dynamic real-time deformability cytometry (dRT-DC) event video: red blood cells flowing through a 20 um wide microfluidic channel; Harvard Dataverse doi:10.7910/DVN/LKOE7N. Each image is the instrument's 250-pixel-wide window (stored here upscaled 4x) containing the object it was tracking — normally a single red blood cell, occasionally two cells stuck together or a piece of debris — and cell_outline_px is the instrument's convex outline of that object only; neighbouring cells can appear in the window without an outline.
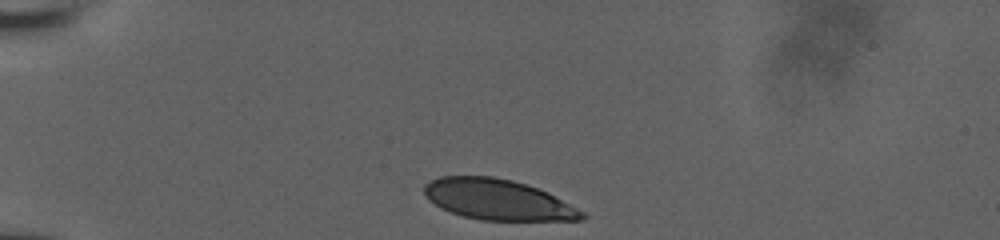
{"species": "human", "species_latin": "Homo sapiens", "temperature_condition": "room temperature", "stored_images_in_passage": 33, "camera_frame_rate_fps": 3000, "um_per_image_px": 0.085, "donor": {"sex": "male"}, "frame": {"image": 1, "passage_image": 1, "time_ms": 0.0, "image_size_px": [1000, 240], "cell_outline_px": [[588, 216], [584, 220], [480, 220], [464, 216], [440, 208], [428, 200], [424, 192], [424, 184], [440, 176], [492, 176], [512, 180], [548, 192], [584, 212]], "centroid_in_image_um": [42.31, 16.97], "position_along_channel_um": 42.7, "area_um2": 37.17}}
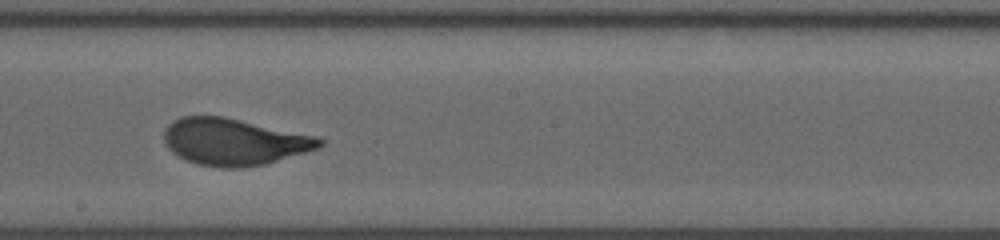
{"frame": {"image": 2, "passage_image": 19, "time_ms": 6.0, "image_size_px": [1000, 240], "cell_outline_px": [[324, 144], [320, 148], [264, 164], [240, 168], [220, 168], [196, 164], [172, 152], [164, 144], [164, 128], [172, 120], [184, 116], [224, 116], [316, 136], [324, 140]], "centroid_in_image_um": [19.88, 12.05], "position_along_channel_um": 228.3, "area_um2": 42.48}}
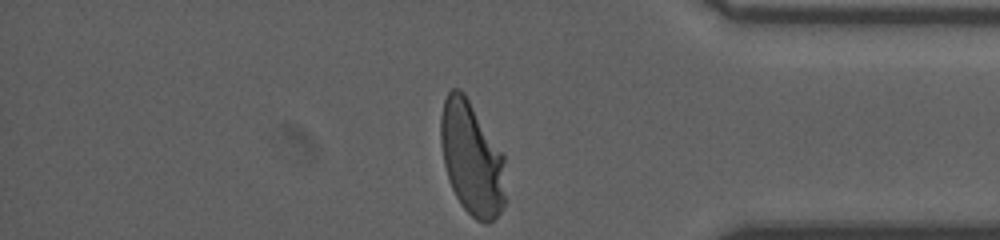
{"frame": {"image": 3, "passage_image": 33, "time_ms": 10.667, "image_size_px": [1000, 240], "cell_outline_px": [[504, 204], [500, 212], [492, 220], [484, 224], [476, 220], [460, 204], [448, 180], [444, 164], [440, 140], [440, 116], [444, 100], [448, 92], [452, 88], [460, 88], [464, 92], [504, 156]], "centroid_in_image_um": [40.07, 13.46], "position_along_channel_um": 395.1, "area_um2": 42.66}, "authors_computed_cell_mechanics": {"area_um2": 42.3096, "velocity_mm_per_s": 3.9174, "shape_relaxation_time_tau1_ms": 3.6246, "shape_relaxation_time_tau2_ms": null, "deformation_change_tau1": 0.1832, "deformation_change_tau2": null}}